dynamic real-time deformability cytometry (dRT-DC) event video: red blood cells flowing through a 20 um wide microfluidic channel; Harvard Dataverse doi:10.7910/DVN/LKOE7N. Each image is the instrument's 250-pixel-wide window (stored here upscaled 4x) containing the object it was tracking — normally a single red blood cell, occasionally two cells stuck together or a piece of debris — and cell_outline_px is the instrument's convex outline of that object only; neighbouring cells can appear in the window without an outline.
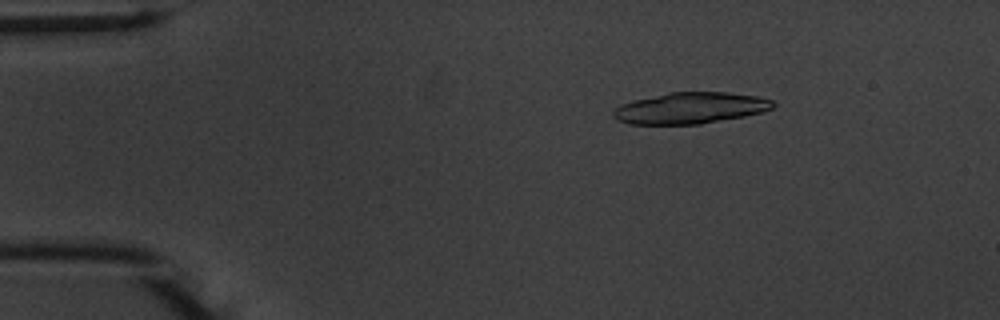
{"species": "common noctule bat (a hibernating species)", "species_latin": "Nyctalus noctula", "temperature_condition": "warm", "stored_images_in_passage": 25, "camera_frame_rate_fps": 3000, "um_per_image_px": 0.085, "animal": {"sex": "male", "body_mass_g": 20.1, "forearm_length_mm": 53.5}, "frame": {"image": 1, "passage_image": 8, "time_ms": 2.333, "image_size_px": [1000, 320], "cell_outline_px": [[776, 104], [772, 108], [764, 112], [744, 116], [700, 124], [628, 124], [616, 120], [612, 116], [612, 112], [620, 104], [632, 100], [668, 92], [728, 92], [756, 96], [772, 100]], "centroid_in_image_um": [58.65, 9.18], "position_along_channel_um": 26.4, "area_um2": 29.3}}